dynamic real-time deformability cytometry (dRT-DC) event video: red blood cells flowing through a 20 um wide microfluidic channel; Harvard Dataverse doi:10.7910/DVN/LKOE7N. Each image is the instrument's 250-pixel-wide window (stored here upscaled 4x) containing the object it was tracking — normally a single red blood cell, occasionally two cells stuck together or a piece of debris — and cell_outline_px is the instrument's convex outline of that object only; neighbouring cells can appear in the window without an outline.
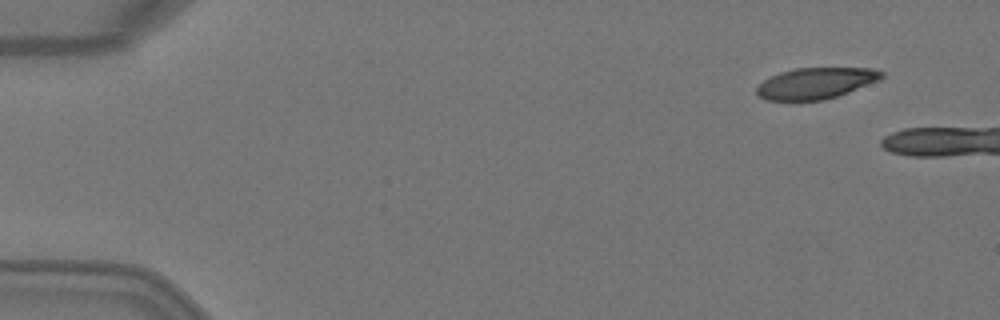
{"species": "Egyptian fruit bat (a non-hibernating species)", "species_latin": "Rousettus aegyptiacus", "temperature_condition": "warm", "stored_images_in_passage": 4, "camera_frame_rate_fps": 3000, "um_per_image_px": 0.085, "animal": {"sex": "female"}, "frame": {"image": 1, "passage_image": 1, "time_ms": 0.0, "image_size_px": [1000, 320], "cell_outline_px": [[884, 76], [880, 80], [848, 92], [824, 100], [768, 100], [760, 96], [756, 92], [756, 88], [764, 80], [780, 72], [796, 68], [872, 68], [884, 72]], "centroid_in_image_um": [69.37, 7.06], "position_along_channel_um": 15.6, "area_um2": 22.48}}